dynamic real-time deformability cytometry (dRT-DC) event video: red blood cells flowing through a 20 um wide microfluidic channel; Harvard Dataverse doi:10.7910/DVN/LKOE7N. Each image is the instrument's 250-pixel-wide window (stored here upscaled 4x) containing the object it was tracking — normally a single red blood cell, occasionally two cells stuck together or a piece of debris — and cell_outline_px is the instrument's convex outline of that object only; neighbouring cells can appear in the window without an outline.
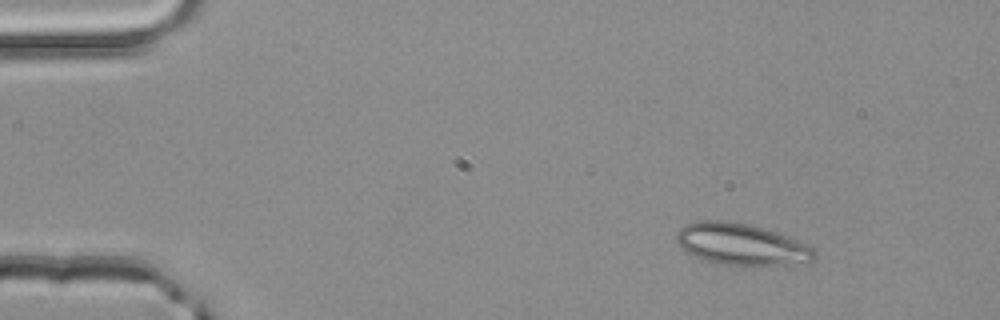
{"species": "common noctule bat (a hibernating species)", "species_latin": "Nyctalus noctula", "temperature_condition": "room temperature", "stored_images_in_passage": 4, "camera_frame_rate_fps": 3000, "um_per_image_px": 0.085, "animal": {"sex": "male", "body_mass_g": 20.4}, "frame": {"image": 1, "passage_image": 1, "time_ms": 0.0, "image_size_px": [1000, 320], "cell_outline_px": [[816, 260], [808, 264], [716, 264], [696, 256], [680, 248], [676, 240], [676, 232], [684, 224], [700, 220], [728, 220], [748, 224], [764, 228], [776, 232], [796, 240], [812, 248], [816, 252]], "centroid_in_image_um": [63.0, 20.75], "position_along_channel_um": 22.0, "area_um2": 33.35}}